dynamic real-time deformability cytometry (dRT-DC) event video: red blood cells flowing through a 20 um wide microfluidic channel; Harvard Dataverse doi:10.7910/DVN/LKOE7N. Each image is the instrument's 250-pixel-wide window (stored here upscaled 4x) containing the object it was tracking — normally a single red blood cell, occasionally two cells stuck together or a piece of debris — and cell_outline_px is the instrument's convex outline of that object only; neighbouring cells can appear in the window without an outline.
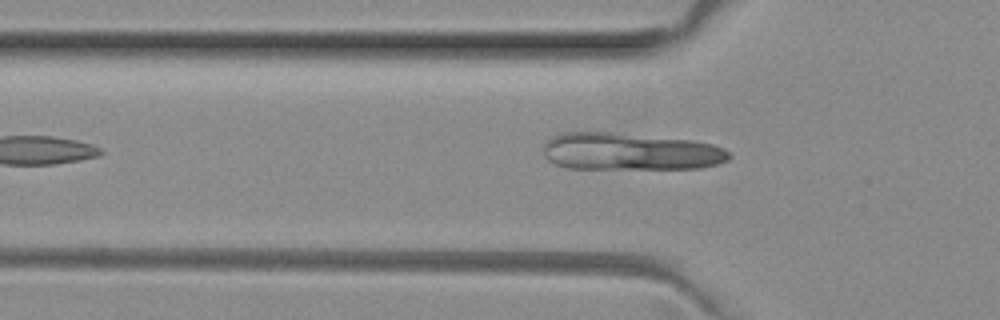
{"species": "common noctule bat (a hibernating species)", "species_latin": "Nyctalus noctula", "temperature_condition": "room temperature", "stored_images_in_passage": 4, "camera_frame_rate_fps": 3000, "um_per_image_px": 0.085, "animal": {"sex": "female", "body_mass_g": 29.2, "forearm_length_mm": 56.3}, "frame": {"image": 1, "passage_image": 3, "time_ms": 0.667, "image_size_px": [1000, 320], "cell_outline_px": [[732, 156], [728, 160], [716, 164], [700, 168], [568, 168], [556, 164], [548, 160], [544, 156], [544, 144], [552, 136], [560, 132], [612, 132], [692, 140], [712, 144], [724, 148], [732, 152]], "centroid_in_image_um": [53.57, 12.87], "position_along_channel_um": 72.2, "area_um2": 40.46}}